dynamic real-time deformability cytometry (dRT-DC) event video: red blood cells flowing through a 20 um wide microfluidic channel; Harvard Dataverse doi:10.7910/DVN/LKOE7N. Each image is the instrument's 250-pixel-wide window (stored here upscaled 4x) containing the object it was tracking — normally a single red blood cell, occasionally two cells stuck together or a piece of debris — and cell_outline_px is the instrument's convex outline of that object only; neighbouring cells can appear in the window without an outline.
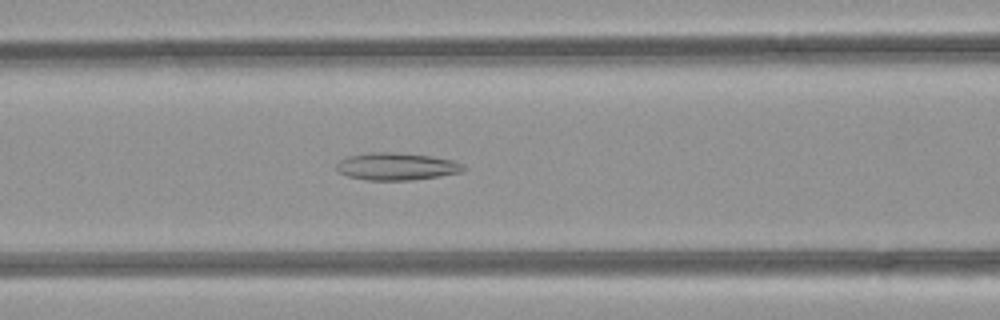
{"species": "common noctule bat (a hibernating species)", "species_latin": "Nyctalus noctula", "temperature_condition": "room temperature", "stored_images_in_passage": 41, "camera_frame_rate_fps": 3000, "um_per_image_px": 0.085, "animal": {"sex": "female", "body_mass_g": 21.9}, "frame": {"image": 1, "passage_image": 21, "time_ms": 6.667, "image_size_px": [1000, 320], "cell_outline_px": [[464, 168], [460, 172], [440, 176], [412, 180], [368, 180], [348, 176], [340, 172], [336, 168], [336, 164], [340, 160], [348, 156], [376, 152], [392, 152], [428, 156], [452, 160], [460, 164]], "centroid_in_image_um": [33.66, 14.15], "position_along_channel_um": 132.9, "area_um2": 19.83}}
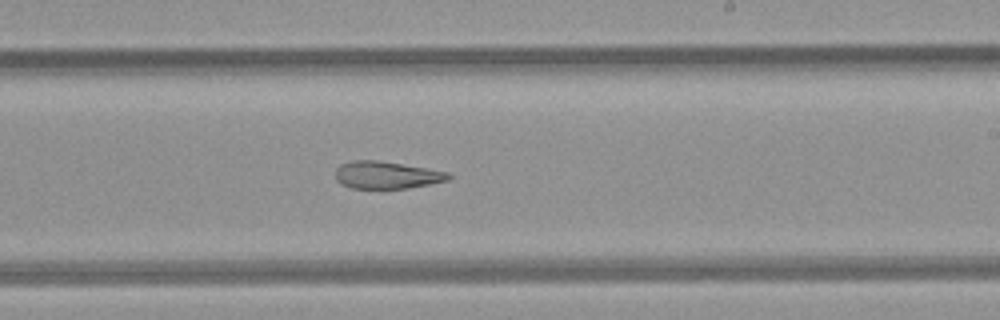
{"frame": {"image": 2, "passage_image": 30, "time_ms": 9.667, "image_size_px": [1000, 320], "cell_outline_px": [[452, 176], [448, 180], [408, 188], [352, 188], [340, 184], [336, 180], [336, 168], [340, 164], [352, 160], [376, 160], [448, 172]], "centroid_in_image_um": [32.81, 14.88], "position_along_channel_um": 256.2, "area_um2": 17.8}}
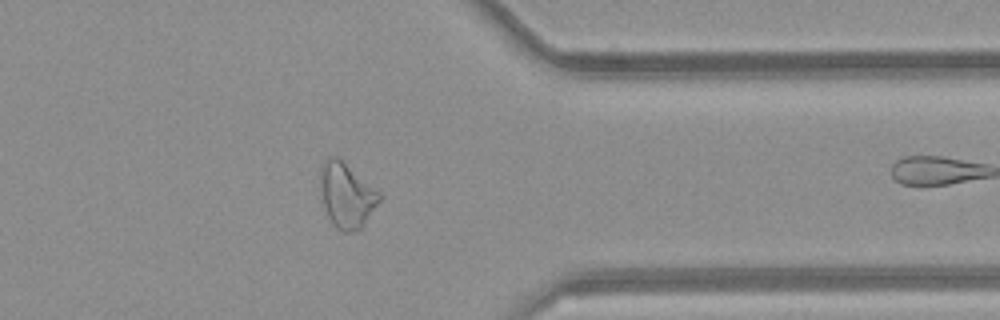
{"frame": {"image": 3, "passage_image": 40, "time_ms": 13.0, "image_size_px": [1000, 320], "cell_outline_px": [[380, 200], [360, 228], [356, 232], [344, 232], [336, 228], [332, 224], [324, 208], [320, 192], [320, 168], [324, 160], [328, 156], [336, 156], [380, 192]], "centroid_in_image_um": [29.41, 16.6], "position_along_channel_um": 382.0, "area_um2": 22.14}}